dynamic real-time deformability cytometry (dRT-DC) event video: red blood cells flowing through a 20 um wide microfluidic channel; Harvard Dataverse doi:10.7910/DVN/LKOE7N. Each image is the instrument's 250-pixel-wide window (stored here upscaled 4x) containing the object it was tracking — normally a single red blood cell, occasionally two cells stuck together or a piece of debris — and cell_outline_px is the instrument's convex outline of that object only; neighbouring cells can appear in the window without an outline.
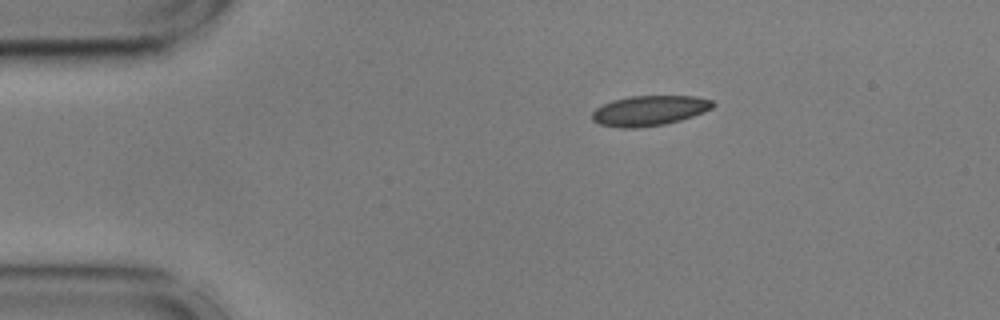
{"species": "common noctule bat (a hibernating species)", "species_latin": "Nyctalus noctula", "temperature_condition": "cold", "stored_images_in_passage": 27, "camera_frame_rate_fps": 3000, "um_per_image_px": 0.085, "animal": {"sex": "male", "body_mass_g": 17.9, "forearm_length_mm": 54.2}, "frame": {"image": 1, "passage_image": 1, "time_ms": 0.0, "image_size_px": [1000, 320], "cell_outline_px": [[716, 104], [712, 108], [704, 112], [680, 120], [664, 124], [640, 128], [620, 128], [600, 124], [592, 120], [592, 112], [596, 108], [612, 100], [628, 96], [696, 96], [712, 100]], "centroid_in_image_um": [55.2, 9.4], "position_along_channel_um": 29.8, "area_um2": 21.27}}
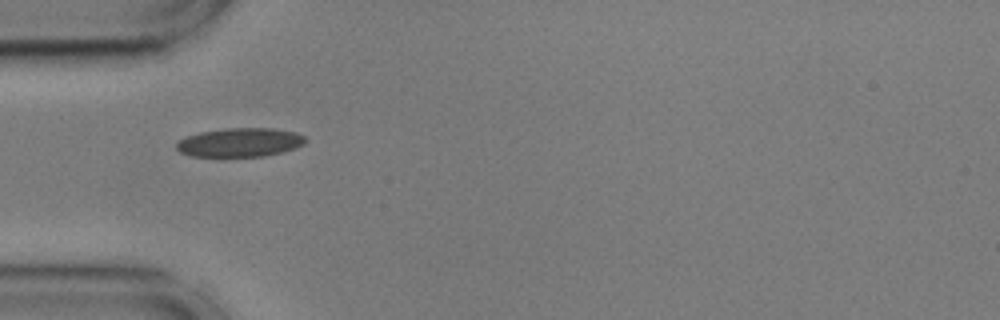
{"frame": {"image": 2, "passage_image": 8, "time_ms": 2.333, "image_size_px": [1000, 320], "cell_outline_px": [[308, 140], [304, 144], [296, 148], [284, 152], [264, 156], [220, 160], [192, 156], [180, 152], [176, 148], [176, 144], [184, 136], [200, 132], [224, 128], [272, 128], [296, 132], [304, 136]], "centroid_in_image_um": [20.36, 12.15], "position_along_channel_um": 64.6, "area_um2": 22.89}}